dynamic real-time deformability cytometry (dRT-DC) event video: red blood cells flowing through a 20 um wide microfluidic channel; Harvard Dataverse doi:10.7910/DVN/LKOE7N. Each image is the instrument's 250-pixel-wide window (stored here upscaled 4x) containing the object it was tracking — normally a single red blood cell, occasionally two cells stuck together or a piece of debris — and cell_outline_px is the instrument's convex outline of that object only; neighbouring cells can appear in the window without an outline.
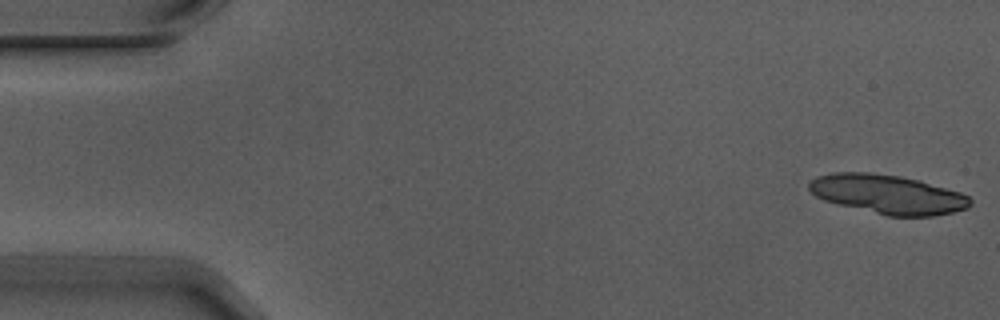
{"species": "Egyptian fruit bat (a non-hibernating species)", "species_latin": "Rousettus aegyptiacus", "temperature_condition": "warm", "stored_images_in_passage": 5, "camera_frame_rate_fps": 3000, "um_per_image_px": 0.085, "animal": {"sex": "male"}, "frame": {"image": 1, "passage_image": 1, "time_ms": 0.0, "image_size_px": [1000, 320], "cell_outline_px": [[972, 204], [968, 208], [952, 212], [932, 216], [888, 216], [824, 200], [816, 196], [808, 188], [808, 184], [812, 180], [820, 176], [836, 172], [868, 172], [900, 176], [920, 180], [960, 192], [968, 196], [972, 200]], "centroid_in_image_um": [75.5, 16.51], "position_along_channel_um": 9.5, "area_um2": 36.47}}